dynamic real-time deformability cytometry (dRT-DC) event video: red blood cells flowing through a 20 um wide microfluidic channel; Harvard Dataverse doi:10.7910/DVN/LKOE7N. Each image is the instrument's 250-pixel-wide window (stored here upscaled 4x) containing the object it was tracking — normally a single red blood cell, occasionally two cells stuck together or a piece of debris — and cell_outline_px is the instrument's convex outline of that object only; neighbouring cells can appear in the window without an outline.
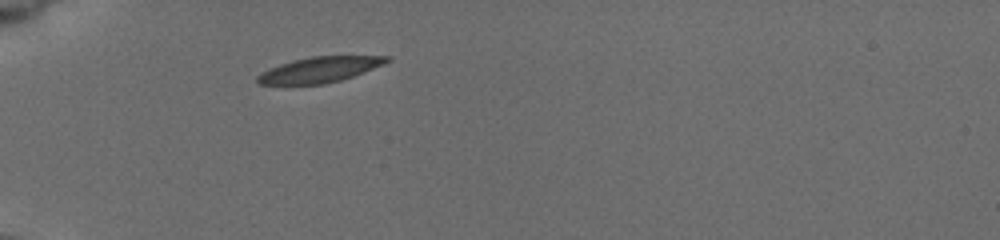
{"species": "common noctule bat (a hibernating species)", "species_latin": "Nyctalus noctula", "temperature_condition": "cold", "stored_images_in_passage": 38, "camera_frame_rate_fps": 3000, "um_per_image_px": 0.085, "animal": {"sex": "female", "body_mass_g": 19.5, "forearm_length_mm": 54.1}, "frame": {"image": 1, "passage_image": 1, "time_ms": 0.0, "image_size_px": [1000, 240], "cell_outline_px": [[392, 60], [384, 64], [364, 72], [340, 80], [324, 84], [260, 84], [256, 80], [256, 76], [280, 64], [292, 60], [312, 56], [392, 56]], "centroid_in_image_um": [27.22, 5.91], "position_along_channel_um": 57.8, "area_um2": 19.02}}
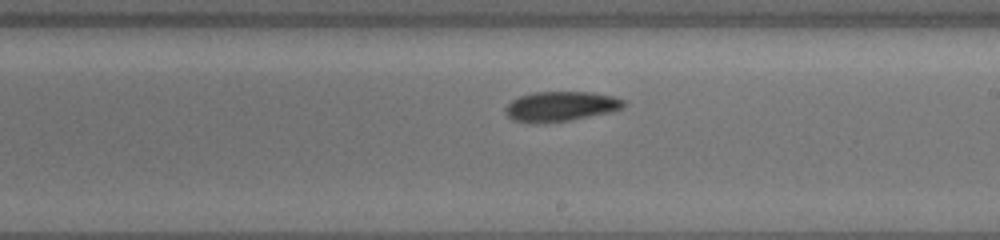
{"frame": {"image": 2, "passage_image": 17, "time_ms": 5.333, "image_size_px": [1000, 240], "cell_outline_px": [[624, 104], [620, 108], [608, 112], [568, 120], [540, 124], [536, 124], [512, 120], [504, 112], [504, 108], [512, 100], [520, 96], [532, 92], [592, 92], [612, 96], [624, 100]], "centroid_in_image_um": [47.57, 9.04], "position_along_channel_um": 241.4, "area_um2": 20.46}}
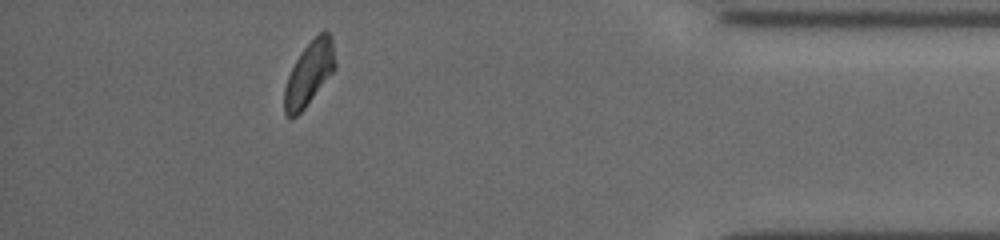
{"frame": {"image": 3, "passage_image": 33, "time_ms": 10.667, "image_size_px": [1000, 240], "cell_outline_px": [[336, 68], [304, 108], [296, 116], [288, 116], [284, 112], [284, 88], [288, 76], [300, 52], [324, 28], [328, 32], [332, 40], [336, 64]], "centroid_in_image_um": [26.28, 6.22], "position_along_channel_um": 408.9, "area_um2": 18.55}, "authors_computed_cell_mechanics": {"area_um2": 19.9699, "velocity_mm_per_s": 3.7902, "shape_relaxation_time_tau1_ms": 4.5995, "shape_relaxation_time_tau2_ms": 5.1911, "deformation_change_tau1": 0.1126, "deformation_change_tau2": 0.0785}}